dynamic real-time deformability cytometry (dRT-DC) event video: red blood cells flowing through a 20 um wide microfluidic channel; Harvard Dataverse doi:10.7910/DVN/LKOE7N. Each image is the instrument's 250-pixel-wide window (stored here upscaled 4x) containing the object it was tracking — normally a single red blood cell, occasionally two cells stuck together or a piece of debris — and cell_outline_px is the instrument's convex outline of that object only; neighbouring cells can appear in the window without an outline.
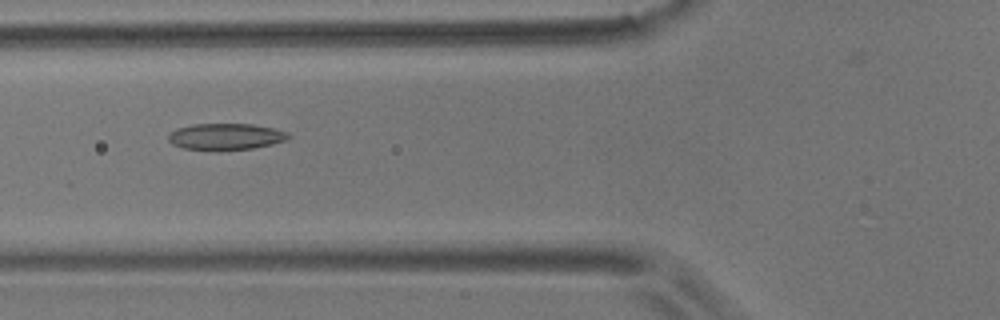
{"species": "common noctule bat (a hibernating species)", "species_latin": "Nyctalus noctula", "temperature_condition": "room temperature", "stored_images_in_passage": 7, "camera_frame_rate_fps": 3000, "um_per_image_px": 0.085, "animal": {"sex": "male", "body_mass_g": 17.9}, "frame": {"image": 1, "passage_image": 5, "time_ms": 1.333, "image_size_px": [1000, 320], "cell_outline_px": [[292, 136], [288, 140], [272, 144], [252, 148], [220, 152], [216, 152], [184, 148], [172, 144], [168, 140], [168, 136], [176, 128], [192, 124], [252, 124], [272, 128], [288, 132]], "centroid_in_image_um": [19.19, 11.63], "position_along_channel_um": 106.6, "area_um2": 18.96}}
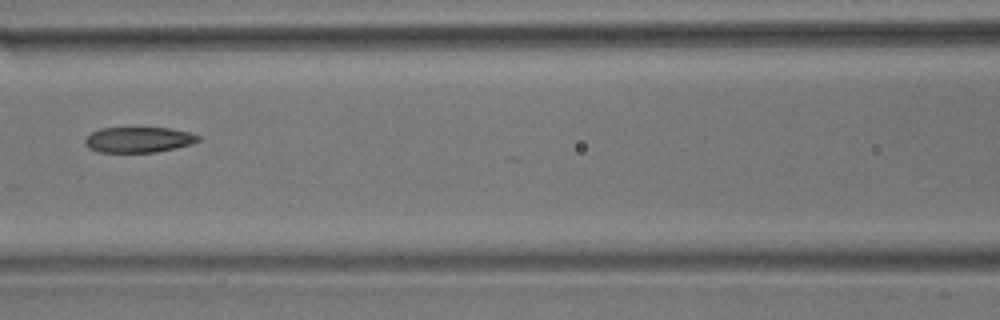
{"frame": {"image": 2, "passage_image": 6, "time_ms": 1.667, "image_size_px": [1000, 320], "cell_outline_px": [[200, 140], [192, 144], [176, 148], [156, 152], [100, 152], [88, 148], [84, 144], [84, 140], [92, 132], [100, 128], [172, 128], [188, 132], [200, 136]], "centroid_in_image_um": [11.78, 11.88], "position_along_channel_um": 154.8, "area_um2": 16.88}}